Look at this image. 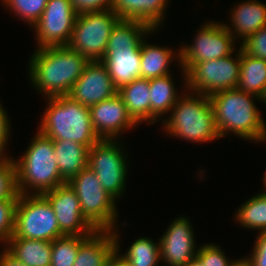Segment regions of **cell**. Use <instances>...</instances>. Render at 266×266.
Returning <instances> with one entry per match:
<instances>
[{"instance_id": "1", "label": "cell", "mask_w": 266, "mask_h": 266, "mask_svg": "<svg viewBox=\"0 0 266 266\" xmlns=\"http://www.w3.org/2000/svg\"><path fill=\"white\" fill-rule=\"evenodd\" d=\"M36 49L29 60L31 84L46 98L67 95L89 60L68 46Z\"/></svg>"}, {"instance_id": "2", "label": "cell", "mask_w": 266, "mask_h": 266, "mask_svg": "<svg viewBox=\"0 0 266 266\" xmlns=\"http://www.w3.org/2000/svg\"><path fill=\"white\" fill-rule=\"evenodd\" d=\"M209 97L220 137L230 132L256 143L266 141V125L254 103L261 98L237 88L221 90Z\"/></svg>"}, {"instance_id": "3", "label": "cell", "mask_w": 266, "mask_h": 266, "mask_svg": "<svg viewBox=\"0 0 266 266\" xmlns=\"http://www.w3.org/2000/svg\"><path fill=\"white\" fill-rule=\"evenodd\" d=\"M153 31L157 30L141 21L119 20L116 23L101 61L117 89L141 78V43Z\"/></svg>"}, {"instance_id": "4", "label": "cell", "mask_w": 266, "mask_h": 266, "mask_svg": "<svg viewBox=\"0 0 266 266\" xmlns=\"http://www.w3.org/2000/svg\"><path fill=\"white\" fill-rule=\"evenodd\" d=\"M48 105L38 131L52 140H72L91 148L100 140L94 131L88 106L68 95L45 98Z\"/></svg>"}, {"instance_id": "5", "label": "cell", "mask_w": 266, "mask_h": 266, "mask_svg": "<svg viewBox=\"0 0 266 266\" xmlns=\"http://www.w3.org/2000/svg\"><path fill=\"white\" fill-rule=\"evenodd\" d=\"M29 144L21 159L14 160L18 193L42 195L67 183L58 170L53 140L38 131Z\"/></svg>"}, {"instance_id": "6", "label": "cell", "mask_w": 266, "mask_h": 266, "mask_svg": "<svg viewBox=\"0 0 266 266\" xmlns=\"http://www.w3.org/2000/svg\"><path fill=\"white\" fill-rule=\"evenodd\" d=\"M182 95L172 107L171 116L162 119L166 133L195 143L219 139L210 97L192 92Z\"/></svg>"}, {"instance_id": "7", "label": "cell", "mask_w": 266, "mask_h": 266, "mask_svg": "<svg viewBox=\"0 0 266 266\" xmlns=\"http://www.w3.org/2000/svg\"><path fill=\"white\" fill-rule=\"evenodd\" d=\"M67 183L77 194L83 216L96 230L116 228V200L104 190L96 174L89 167Z\"/></svg>"}, {"instance_id": "8", "label": "cell", "mask_w": 266, "mask_h": 266, "mask_svg": "<svg viewBox=\"0 0 266 266\" xmlns=\"http://www.w3.org/2000/svg\"><path fill=\"white\" fill-rule=\"evenodd\" d=\"M19 194L15 209L14 231L10 238L53 241L64 236L55 212L43 195Z\"/></svg>"}, {"instance_id": "9", "label": "cell", "mask_w": 266, "mask_h": 266, "mask_svg": "<svg viewBox=\"0 0 266 266\" xmlns=\"http://www.w3.org/2000/svg\"><path fill=\"white\" fill-rule=\"evenodd\" d=\"M119 20L111 10L78 14L67 46L88 60H101L105 56L110 34Z\"/></svg>"}, {"instance_id": "10", "label": "cell", "mask_w": 266, "mask_h": 266, "mask_svg": "<svg viewBox=\"0 0 266 266\" xmlns=\"http://www.w3.org/2000/svg\"><path fill=\"white\" fill-rule=\"evenodd\" d=\"M192 44L183 45L175 55L181 65L186 88V71L202 61L215 60L229 56L234 52L235 39L224 23L208 22L201 25Z\"/></svg>"}, {"instance_id": "11", "label": "cell", "mask_w": 266, "mask_h": 266, "mask_svg": "<svg viewBox=\"0 0 266 266\" xmlns=\"http://www.w3.org/2000/svg\"><path fill=\"white\" fill-rule=\"evenodd\" d=\"M231 55L215 60L193 64L186 73L188 93L211 94L237 88L240 76L241 49Z\"/></svg>"}, {"instance_id": "12", "label": "cell", "mask_w": 266, "mask_h": 266, "mask_svg": "<svg viewBox=\"0 0 266 266\" xmlns=\"http://www.w3.org/2000/svg\"><path fill=\"white\" fill-rule=\"evenodd\" d=\"M117 142V143H116ZM116 139H100L88 153V166L101 182L104 190L115 200L125 191L127 161Z\"/></svg>"}, {"instance_id": "13", "label": "cell", "mask_w": 266, "mask_h": 266, "mask_svg": "<svg viewBox=\"0 0 266 266\" xmlns=\"http://www.w3.org/2000/svg\"><path fill=\"white\" fill-rule=\"evenodd\" d=\"M77 15L70 0H48L33 26L38 48L67 46Z\"/></svg>"}, {"instance_id": "14", "label": "cell", "mask_w": 266, "mask_h": 266, "mask_svg": "<svg viewBox=\"0 0 266 266\" xmlns=\"http://www.w3.org/2000/svg\"><path fill=\"white\" fill-rule=\"evenodd\" d=\"M42 195L53 208L60 231L64 235L89 236L96 231L83 216L77 194L68 183Z\"/></svg>"}, {"instance_id": "15", "label": "cell", "mask_w": 266, "mask_h": 266, "mask_svg": "<svg viewBox=\"0 0 266 266\" xmlns=\"http://www.w3.org/2000/svg\"><path fill=\"white\" fill-rule=\"evenodd\" d=\"M117 93L118 89L104 63L101 60H89L67 95L83 106L91 107Z\"/></svg>"}, {"instance_id": "16", "label": "cell", "mask_w": 266, "mask_h": 266, "mask_svg": "<svg viewBox=\"0 0 266 266\" xmlns=\"http://www.w3.org/2000/svg\"><path fill=\"white\" fill-rule=\"evenodd\" d=\"M159 239L160 259L168 266H185L196 258L194 231L186 217L175 218Z\"/></svg>"}, {"instance_id": "17", "label": "cell", "mask_w": 266, "mask_h": 266, "mask_svg": "<svg viewBox=\"0 0 266 266\" xmlns=\"http://www.w3.org/2000/svg\"><path fill=\"white\" fill-rule=\"evenodd\" d=\"M89 111L94 131L100 139H116L122 131L137 126L118 93L89 107Z\"/></svg>"}, {"instance_id": "18", "label": "cell", "mask_w": 266, "mask_h": 266, "mask_svg": "<svg viewBox=\"0 0 266 266\" xmlns=\"http://www.w3.org/2000/svg\"><path fill=\"white\" fill-rule=\"evenodd\" d=\"M169 0H113L110 10L120 20H136L159 29ZM161 24V25H160Z\"/></svg>"}, {"instance_id": "19", "label": "cell", "mask_w": 266, "mask_h": 266, "mask_svg": "<svg viewBox=\"0 0 266 266\" xmlns=\"http://www.w3.org/2000/svg\"><path fill=\"white\" fill-rule=\"evenodd\" d=\"M230 15V21L232 22L230 24L233 28L229 27L228 24H224L226 29L232 34L234 39L240 37L244 41L248 36L266 25V4L258 0H247L246 2L238 3V5L236 4Z\"/></svg>"}, {"instance_id": "20", "label": "cell", "mask_w": 266, "mask_h": 266, "mask_svg": "<svg viewBox=\"0 0 266 266\" xmlns=\"http://www.w3.org/2000/svg\"><path fill=\"white\" fill-rule=\"evenodd\" d=\"M115 250L113 230H96L80 244L73 266H105Z\"/></svg>"}, {"instance_id": "21", "label": "cell", "mask_w": 266, "mask_h": 266, "mask_svg": "<svg viewBox=\"0 0 266 266\" xmlns=\"http://www.w3.org/2000/svg\"><path fill=\"white\" fill-rule=\"evenodd\" d=\"M61 177L68 182L88 166L89 148L72 140H53Z\"/></svg>"}, {"instance_id": "22", "label": "cell", "mask_w": 266, "mask_h": 266, "mask_svg": "<svg viewBox=\"0 0 266 266\" xmlns=\"http://www.w3.org/2000/svg\"><path fill=\"white\" fill-rule=\"evenodd\" d=\"M7 245L5 249L25 266L51 265V241L10 238Z\"/></svg>"}, {"instance_id": "23", "label": "cell", "mask_w": 266, "mask_h": 266, "mask_svg": "<svg viewBox=\"0 0 266 266\" xmlns=\"http://www.w3.org/2000/svg\"><path fill=\"white\" fill-rule=\"evenodd\" d=\"M118 94L122 97L128 113L137 124L148 120V124H150L149 80L135 79L130 84L118 89Z\"/></svg>"}, {"instance_id": "24", "label": "cell", "mask_w": 266, "mask_h": 266, "mask_svg": "<svg viewBox=\"0 0 266 266\" xmlns=\"http://www.w3.org/2000/svg\"><path fill=\"white\" fill-rule=\"evenodd\" d=\"M171 74L149 80L150 89V124H154L158 117L171 112L172 107L182 96H178Z\"/></svg>"}, {"instance_id": "25", "label": "cell", "mask_w": 266, "mask_h": 266, "mask_svg": "<svg viewBox=\"0 0 266 266\" xmlns=\"http://www.w3.org/2000/svg\"><path fill=\"white\" fill-rule=\"evenodd\" d=\"M175 54L168 47L151 45L143 39L141 43V78L147 80L170 74L169 65Z\"/></svg>"}, {"instance_id": "26", "label": "cell", "mask_w": 266, "mask_h": 266, "mask_svg": "<svg viewBox=\"0 0 266 266\" xmlns=\"http://www.w3.org/2000/svg\"><path fill=\"white\" fill-rule=\"evenodd\" d=\"M237 89L262 98L266 90V61L253 58L241 50Z\"/></svg>"}, {"instance_id": "27", "label": "cell", "mask_w": 266, "mask_h": 266, "mask_svg": "<svg viewBox=\"0 0 266 266\" xmlns=\"http://www.w3.org/2000/svg\"><path fill=\"white\" fill-rule=\"evenodd\" d=\"M236 221L248 229L266 231V193L261 192L243 203L235 214Z\"/></svg>"}, {"instance_id": "28", "label": "cell", "mask_w": 266, "mask_h": 266, "mask_svg": "<svg viewBox=\"0 0 266 266\" xmlns=\"http://www.w3.org/2000/svg\"><path fill=\"white\" fill-rule=\"evenodd\" d=\"M130 266H158L160 262V245L149 237H141L127 248V252L120 254Z\"/></svg>"}, {"instance_id": "29", "label": "cell", "mask_w": 266, "mask_h": 266, "mask_svg": "<svg viewBox=\"0 0 266 266\" xmlns=\"http://www.w3.org/2000/svg\"><path fill=\"white\" fill-rule=\"evenodd\" d=\"M87 237L64 235L53 240L50 266H73L79 246Z\"/></svg>"}, {"instance_id": "30", "label": "cell", "mask_w": 266, "mask_h": 266, "mask_svg": "<svg viewBox=\"0 0 266 266\" xmlns=\"http://www.w3.org/2000/svg\"><path fill=\"white\" fill-rule=\"evenodd\" d=\"M48 0H2V3L22 18V20L33 27L40 19Z\"/></svg>"}, {"instance_id": "31", "label": "cell", "mask_w": 266, "mask_h": 266, "mask_svg": "<svg viewBox=\"0 0 266 266\" xmlns=\"http://www.w3.org/2000/svg\"><path fill=\"white\" fill-rule=\"evenodd\" d=\"M14 158L0 159V200L18 199Z\"/></svg>"}, {"instance_id": "32", "label": "cell", "mask_w": 266, "mask_h": 266, "mask_svg": "<svg viewBox=\"0 0 266 266\" xmlns=\"http://www.w3.org/2000/svg\"><path fill=\"white\" fill-rule=\"evenodd\" d=\"M18 199L0 200V241L4 246L13 235L15 209Z\"/></svg>"}, {"instance_id": "33", "label": "cell", "mask_w": 266, "mask_h": 266, "mask_svg": "<svg viewBox=\"0 0 266 266\" xmlns=\"http://www.w3.org/2000/svg\"><path fill=\"white\" fill-rule=\"evenodd\" d=\"M197 249L196 258L202 266H231L234 263V261L228 260L219 245L207 243Z\"/></svg>"}, {"instance_id": "34", "label": "cell", "mask_w": 266, "mask_h": 266, "mask_svg": "<svg viewBox=\"0 0 266 266\" xmlns=\"http://www.w3.org/2000/svg\"><path fill=\"white\" fill-rule=\"evenodd\" d=\"M240 49L247 55L266 61V25L241 42Z\"/></svg>"}, {"instance_id": "35", "label": "cell", "mask_w": 266, "mask_h": 266, "mask_svg": "<svg viewBox=\"0 0 266 266\" xmlns=\"http://www.w3.org/2000/svg\"><path fill=\"white\" fill-rule=\"evenodd\" d=\"M258 234L253 253L245 258L252 266H266V231Z\"/></svg>"}, {"instance_id": "36", "label": "cell", "mask_w": 266, "mask_h": 266, "mask_svg": "<svg viewBox=\"0 0 266 266\" xmlns=\"http://www.w3.org/2000/svg\"><path fill=\"white\" fill-rule=\"evenodd\" d=\"M78 13L110 10L113 0H70Z\"/></svg>"}, {"instance_id": "37", "label": "cell", "mask_w": 266, "mask_h": 266, "mask_svg": "<svg viewBox=\"0 0 266 266\" xmlns=\"http://www.w3.org/2000/svg\"><path fill=\"white\" fill-rule=\"evenodd\" d=\"M6 109H3L2 105L0 104V159H7L10 158L6 155L4 156L5 146L8 143L10 137V123L8 114L6 113Z\"/></svg>"}, {"instance_id": "38", "label": "cell", "mask_w": 266, "mask_h": 266, "mask_svg": "<svg viewBox=\"0 0 266 266\" xmlns=\"http://www.w3.org/2000/svg\"><path fill=\"white\" fill-rule=\"evenodd\" d=\"M117 232V233H116ZM114 238L116 242V250L112 253V255L107 259L105 266H130L129 263L121 256L120 253V241H119V234L118 231L115 229L113 230Z\"/></svg>"}, {"instance_id": "39", "label": "cell", "mask_w": 266, "mask_h": 266, "mask_svg": "<svg viewBox=\"0 0 266 266\" xmlns=\"http://www.w3.org/2000/svg\"><path fill=\"white\" fill-rule=\"evenodd\" d=\"M0 253V266H25L4 249V247Z\"/></svg>"}, {"instance_id": "40", "label": "cell", "mask_w": 266, "mask_h": 266, "mask_svg": "<svg viewBox=\"0 0 266 266\" xmlns=\"http://www.w3.org/2000/svg\"><path fill=\"white\" fill-rule=\"evenodd\" d=\"M231 266H252L246 258H241L239 260H235L234 263Z\"/></svg>"}, {"instance_id": "41", "label": "cell", "mask_w": 266, "mask_h": 266, "mask_svg": "<svg viewBox=\"0 0 266 266\" xmlns=\"http://www.w3.org/2000/svg\"><path fill=\"white\" fill-rule=\"evenodd\" d=\"M185 266H202V264L197 258H194L189 263H187Z\"/></svg>"}, {"instance_id": "42", "label": "cell", "mask_w": 266, "mask_h": 266, "mask_svg": "<svg viewBox=\"0 0 266 266\" xmlns=\"http://www.w3.org/2000/svg\"><path fill=\"white\" fill-rule=\"evenodd\" d=\"M260 101L261 102L263 101L266 104V90H265L264 95L262 96Z\"/></svg>"}, {"instance_id": "43", "label": "cell", "mask_w": 266, "mask_h": 266, "mask_svg": "<svg viewBox=\"0 0 266 266\" xmlns=\"http://www.w3.org/2000/svg\"><path fill=\"white\" fill-rule=\"evenodd\" d=\"M263 182H264V187L266 189V172H265V175H264V179H263ZM264 189V193H266V190Z\"/></svg>"}]
</instances>
